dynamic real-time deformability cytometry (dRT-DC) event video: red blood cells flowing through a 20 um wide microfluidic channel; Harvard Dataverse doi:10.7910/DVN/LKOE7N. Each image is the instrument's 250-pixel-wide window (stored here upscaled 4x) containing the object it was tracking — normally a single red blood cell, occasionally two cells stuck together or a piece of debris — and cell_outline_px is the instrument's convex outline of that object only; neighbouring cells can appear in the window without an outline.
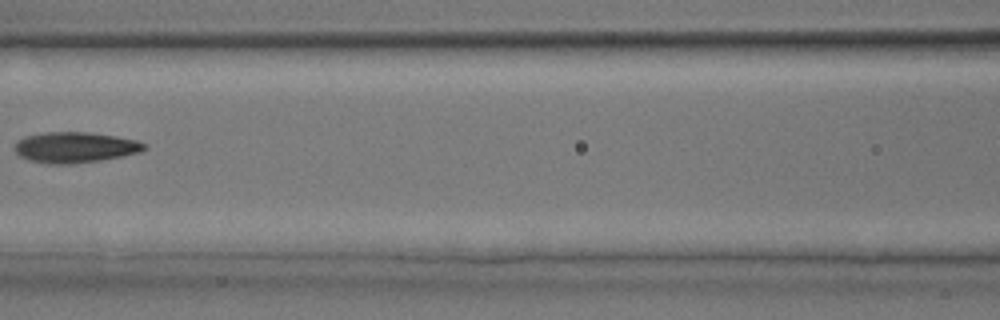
{"species": "common noctule bat (a hibernating species)", "species_latin": "Nyctalus noctula", "temperature_condition": "room temperature", "stored_images_in_passage": 5, "camera_frame_rate_fps": 3000, "um_per_image_px": 0.085, "animal": {"sex": "male", "body_mass_g": 17.9, "forearm_length_mm": 54.2}, "frame": {"image": 1, "passage_image": 5, "time_ms": 5.333, "image_size_px": [1000, 320], "cell_outline_px": [[148, 148], [140, 152], [124, 156], [100, 160], [72, 164], [48, 164], [28, 160], [20, 156], [16, 152], [16, 140], [24, 136], [44, 132], [88, 132], [116, 136], [136, 140], [148, 144]], "centroid_in_image_um": [6.4, 12.52], "position_along_channel_um": 160.2, "area_um2": 23.41}}